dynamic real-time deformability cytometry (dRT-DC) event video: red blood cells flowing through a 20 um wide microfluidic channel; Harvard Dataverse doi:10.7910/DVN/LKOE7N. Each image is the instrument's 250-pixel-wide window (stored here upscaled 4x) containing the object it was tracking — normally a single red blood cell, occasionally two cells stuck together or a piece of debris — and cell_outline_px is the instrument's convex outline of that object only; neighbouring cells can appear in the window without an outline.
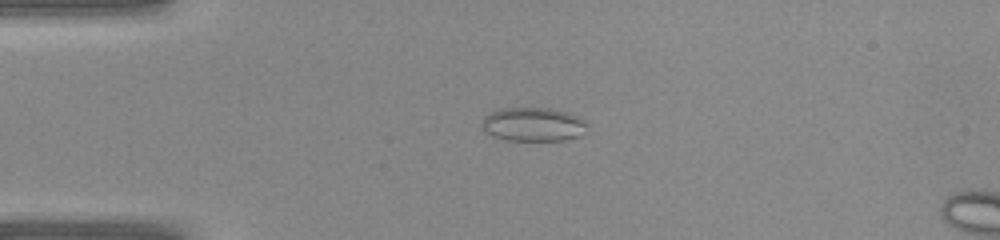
{"species": "common noctule bat (a hibernating species)", "species_latin": "Nyctalus noctula", "temperature_condition": "warm", "stored_images_in_passage": 12, "camera_frame_rate_fps": 3000, "um_per_image_px": 0.085, "animal": {"sex": "female", "body_mass_g": 22.0, "forearm_length_mm": 56.7}, "frame": {"image": 1, "passage_image": 9, "time_ms": 2.667, "image_size_px": [1000, 240], "cell_outline_px": [[588, 124], [584, 132], [576, 136], [564, 140], [508, 140], [492, 136], [480, 124], [484, 116], [488, 112], [500, 108], [552, 108], [576, 116], [584, 120]], "centroid_in_image_um": [45.28, 10.56], "position_along_channel_um": 39.7, "area_um2": 20.63}}